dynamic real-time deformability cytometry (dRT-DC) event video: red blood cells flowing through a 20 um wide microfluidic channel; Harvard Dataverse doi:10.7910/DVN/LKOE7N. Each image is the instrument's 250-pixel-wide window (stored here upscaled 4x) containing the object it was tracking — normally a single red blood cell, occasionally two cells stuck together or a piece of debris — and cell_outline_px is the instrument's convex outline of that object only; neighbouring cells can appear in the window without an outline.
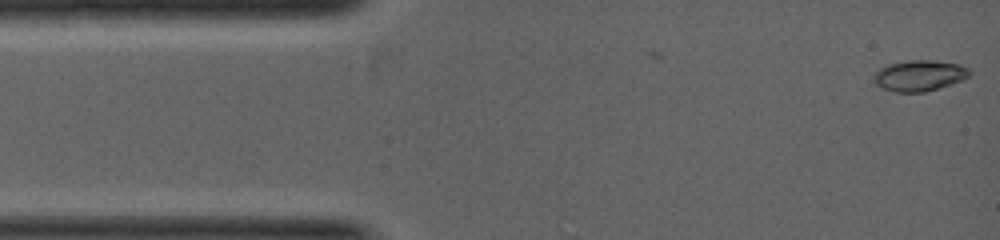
{"species": "common noctule bat (a hibernating species)", "species_latin": "Nyctalus noctula", "temperature_condition": "warm", "stored_images_in_passage": 2, "camera_frame_rate_fps": 5000, "um_per_image_px": 0.085, "animal": {"sex": "female", "body_mass_g": 19.0, "forearm_length_mm": 53.3}, "frame": {"image": 1, "passage_image": 2, "time_ms": 0.4, "image_size_px": [1000, 240], "cell_outline_px": [[972, 72], [968, 76], [960, 80], [924, 92], [892, 92], [876, 84], [872, 80], [876, 72], [880, 68], [888, 64], [912, 60], [932, 60], [956, 64], [968, 68]], "centroid_in_image_um": [78.1, 6.42], "position_along_channel_um": 6.9, "area_um2": 16.88}}